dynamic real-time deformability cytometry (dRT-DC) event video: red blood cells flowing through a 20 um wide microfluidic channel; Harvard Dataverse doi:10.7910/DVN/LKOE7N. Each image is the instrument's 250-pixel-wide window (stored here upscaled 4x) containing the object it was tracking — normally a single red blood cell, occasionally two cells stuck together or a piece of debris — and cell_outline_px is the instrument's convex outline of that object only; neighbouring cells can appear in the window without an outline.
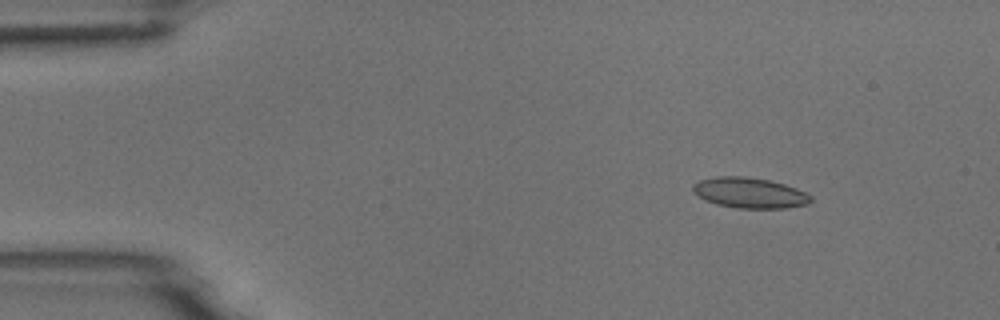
{"species": "common noctule bat (a hibernating species)", "species_latin": "Nyctalus noctula", "temperature_condition": "room temperature", "stored_images_in_passage": 4, "camera_frame_rate_fps": 3000, "um_per_image_px": 0.085, "animal": {"sex": "male", "body_mass_g": 18.8}, "frame": {"image": 1, "passage_image": 2, "time_ms": 1.333, "image_size_px": [1000, 320], "cell_outline_px": [[812, 200], [808, 204], [784, 208], [736, 208], [716, 204], [704, 200], [692, 192], [692, 184], [700, 180], [716, 176], [744, 176], [768, 180], [784, 184], [796, 188], [812, 196]], "centroid_in_image_um": [63.68, 16.39], "position_along_channel_um": 21.3, "area_um2": 21.04}}
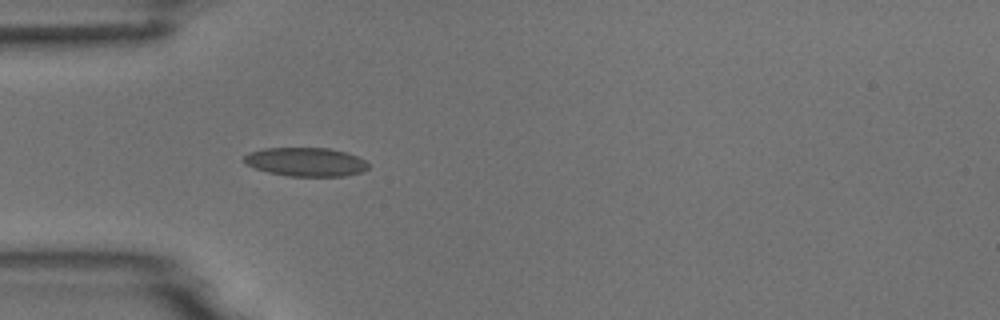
{"frame": {"image": 2, "passage_image": 4, "time_ms": 4.333, "image_size_px": [1000, 320], "cell_outline_px": [[368, 168], [360, 172], [344, 176], [288, 176], [268, 172], [244, 164], [244, 156], [248, 152], [264, 148], [328, 148], [344, 152], [356, 156], [364, 160], [368, 164]], "centroid_in_image_um": [25.95, 13.76], "position_along_channel_um": 59.0, "area_um2": 20.69}}